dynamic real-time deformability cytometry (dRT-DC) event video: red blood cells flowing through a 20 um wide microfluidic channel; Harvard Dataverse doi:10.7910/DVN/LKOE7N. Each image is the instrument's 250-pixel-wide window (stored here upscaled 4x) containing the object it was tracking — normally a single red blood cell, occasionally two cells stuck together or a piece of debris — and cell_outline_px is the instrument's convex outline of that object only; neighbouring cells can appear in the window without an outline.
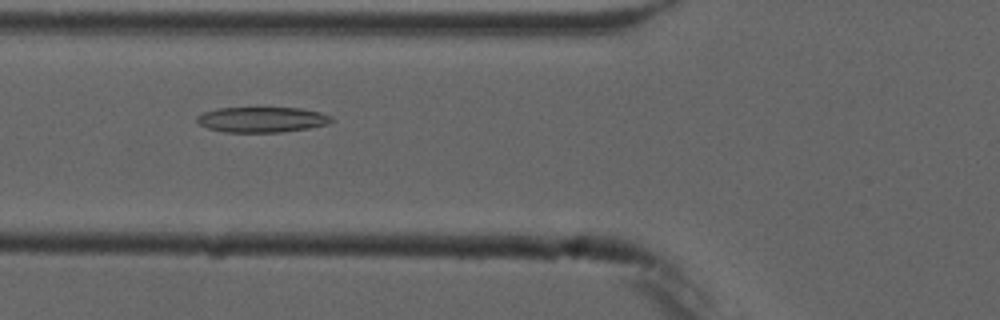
{"species": "common noctule bat (a hibernating species)", "species_latin": "Nyctalus noctula", "temperature_condition": "cold", "stored_images_in_passage": 3, "camera_frame_rate_fps": 3000, "um_per_image_px": 0.085, "animal": {"sex": "male", "forearm_length_mm": 52.5}, "frame": {"image": 1, "passage_image": 2, "time_ms": 1.0, "image_size_px": [1000, 320], "cell_outline_px": [[336, 120], [328, 124], [308, 128], [280, 132], [224, 132], [208, 128], [200, 124], [196, 120], [196, 116], [204, 112], [216, 108], [300, 108], [320, 112], [332, 116]], "centroid_in_image_um": [22.29, 10.16], "position_along_channel_um": 103.5, "area_um2": 19.94}}
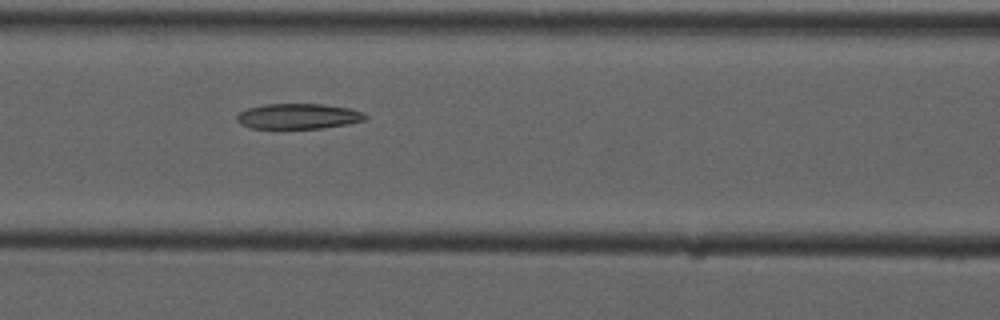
{"frame": {"image": 2, "passage_image": 3, "time_ms": 2.0, "image_size_px": [1000, 320], "cell_outline_px": [[368, 116], [364, 120], [348, 124], [324, 128], [252, 128], [240, 124], [236, 120], [236, 116], [240, 112], [248, 108], [264, 104], [324, 104], [348, 108], [364, 112]], "centroid_in_image_um": [25.36, 9.88], "position_along_channel_um": 141.2, "area_um2": 19.02}}